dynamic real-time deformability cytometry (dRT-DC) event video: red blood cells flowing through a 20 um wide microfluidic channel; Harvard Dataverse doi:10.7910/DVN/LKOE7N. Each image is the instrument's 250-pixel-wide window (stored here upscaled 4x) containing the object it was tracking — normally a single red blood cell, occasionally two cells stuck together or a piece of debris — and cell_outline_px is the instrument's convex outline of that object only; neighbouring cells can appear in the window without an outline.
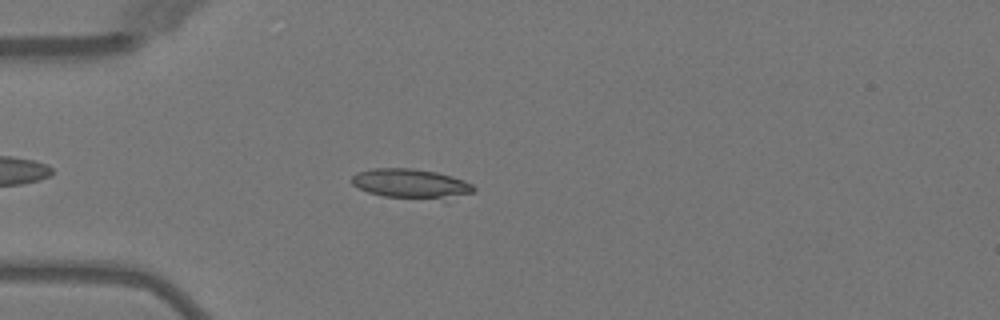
{"species": "Egyptian fruit bat (a non-hibernating species)", "species_latin": "Rousettus aegyptiacus", "temperature_condition": "warm", "stored_images_in_passage": 43, "camera_frame_rate_fps": 3000, "um_per_image_px": 0.085, "animal": {"sex": "female"}, "frame": {"image": 1, "passage_image": 7, "time_ms": 2.0, "image_size_px": [1000, 320], "cell_outline_px": [[476, 192], [448, 204], [444, 204], [384, 196], [368, 192], [352, 184], [352, 176], [356, 172], [372, 168], [412, 168], [436, 172], [452, 176], [464, 180], [472, 184], [476, 188]], "centroid_in_image_um": [35.12, 15.7], "position_along_channel_um": 49.9, "area_um2": 22.66}}
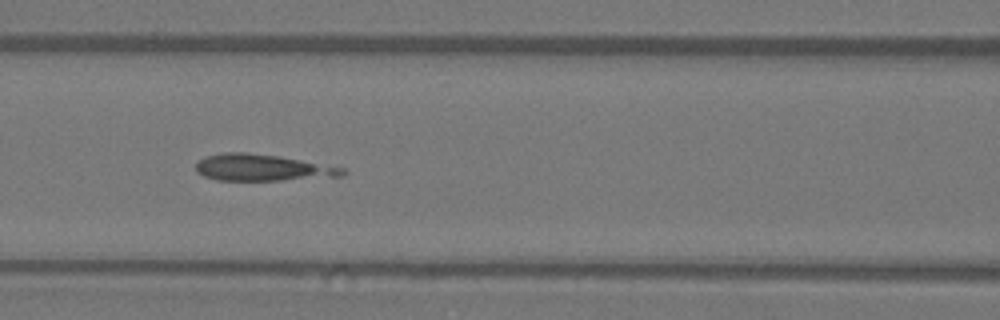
{"frame": {"image": 2, "passage_image": 15, "time_ms": 4.667, "image_size_px": [1000, 320], "cell_outline_px": [[348, 172], [344, 176], [284, 180], [216, 180], [204, 176], [196, 172], [196, 160], [204, 156], [224, 152], [248, 152], [280, 156], [344, 168]], "centroid_in_image_um": [22.27, 14.24], "position_along_channel_um": 144.3, "area_um2": 22.95}}
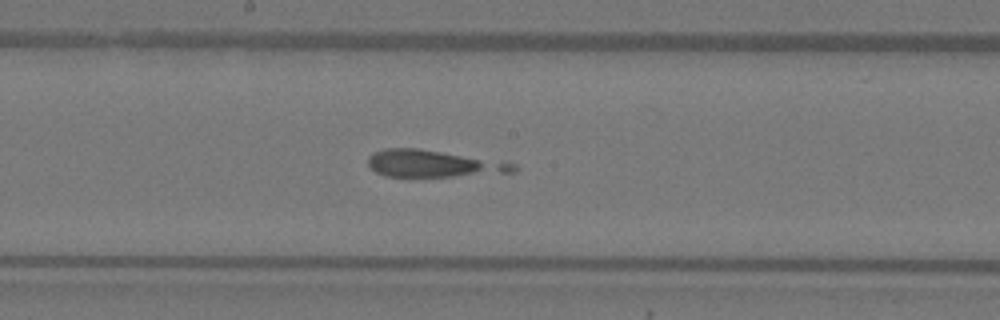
{"frame": {"image": 3, "passage_image": 20, "time_ms": 6.333, "image_size_px": [1000, 320], "cell_outline_px": [[520, 168], [516, 172], [452, 176], [384, 176], [376, 172], [368, 164], [368, 156], [372, 152], [384, 148], [420, 148], [516, 164]], "centroid_in_image_um": [36.79, 13.9], "position_along_channel_um": 211.4, "area_um2": 22.66}}